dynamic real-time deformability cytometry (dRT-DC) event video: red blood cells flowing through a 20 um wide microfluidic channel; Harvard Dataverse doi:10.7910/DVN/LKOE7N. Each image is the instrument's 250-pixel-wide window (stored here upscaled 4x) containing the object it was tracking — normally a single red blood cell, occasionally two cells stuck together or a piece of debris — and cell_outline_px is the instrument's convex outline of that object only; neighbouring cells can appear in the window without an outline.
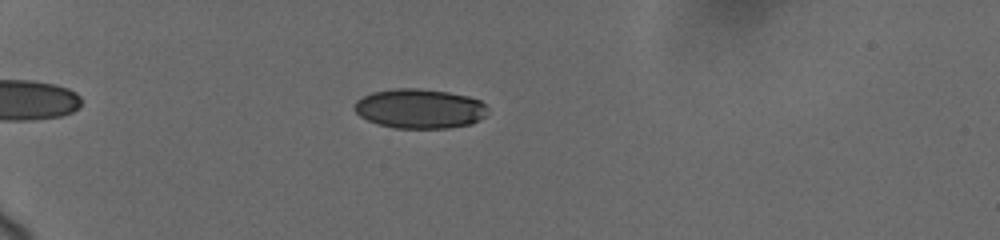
{"species": "human", "species_latin": "Homo sapiens", "temperature_condition": "cold", "stored_images_in_passage": 28, "camera_frame_rate_fps": 3000, "um_per_image_px": 0.085, "donor": {"sex": "female"}, "frame": {"image": 1, "passage_image": 7, "time_ms": 4.0, "image_size_px": [1000, 240], "cell_outline_px": [[488, 112], [480, 120], [472, 124], [448, 128], [396, 128], [376, 124], [360, 116], [352, 108], [356, 100], [372, 92], [396, 88], [416, 88], [448, 92], [468, 96], [480, 100], [488, 108]], "centroid_in_image_um": [35.67, 9.24], "position_along_channel_um": 49.3, "area_um2": 30.92}}
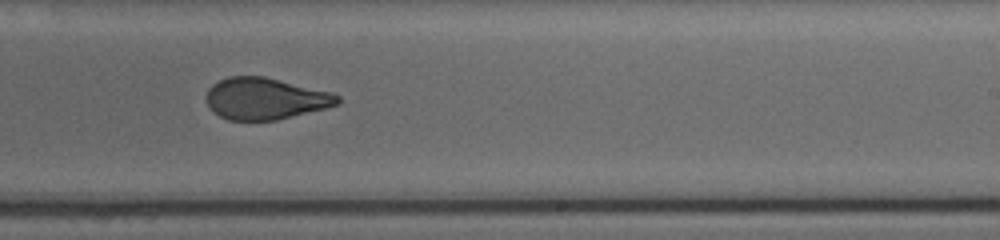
{"frame": {"image": 2, "passage_image": 18, "time_ms": 11.0, "image_size_px": [1000, 240], "cell_outline_px": [[340, 100], [336, 104], [324, 108], [276, 120], [228, 120], [220, 116], [208, 104], [204, 96], [208, 88], [212, 84], [228, 76], [264, 76], [332, 92], [340, 96]], "centroid_in_image_um": [22.52, 8.37], "position_along_channel_um": 266.5, "area_um2": 31.67}}
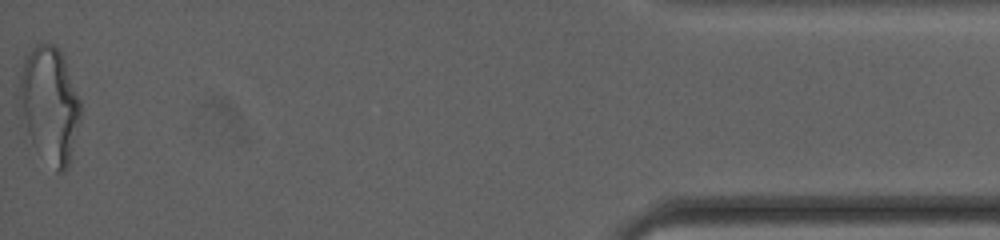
{"frame": {"image": 3, "passage_image": 28, "time_ms": 17.333, "image_size_px": [1000, 240], "cell_outline_px": [[80, 120], [68, 168], [64, 172], [56, 172], [32, 140], [20, 120], [16, 108], [20, 72], [24, 56], [36, 44], [56, 44], [64, 60], [80, 100]], "centroid_in_image_um": [4.16, 8.87], "position_along_channel_um": 431.0, "area_um2": 41.56}, "authors_computed_cell_mechanics": {"area_um2": 32.9171, "velocity_mm_per_s": 3.6995, "shape_relaxation_time_tau1_ms": 7.2059, "shape_relaxation_time_tau2_ms": 1.0686, "deformation_change_tau1": 0.1998, "deformation_change_tau2": 0.05}}